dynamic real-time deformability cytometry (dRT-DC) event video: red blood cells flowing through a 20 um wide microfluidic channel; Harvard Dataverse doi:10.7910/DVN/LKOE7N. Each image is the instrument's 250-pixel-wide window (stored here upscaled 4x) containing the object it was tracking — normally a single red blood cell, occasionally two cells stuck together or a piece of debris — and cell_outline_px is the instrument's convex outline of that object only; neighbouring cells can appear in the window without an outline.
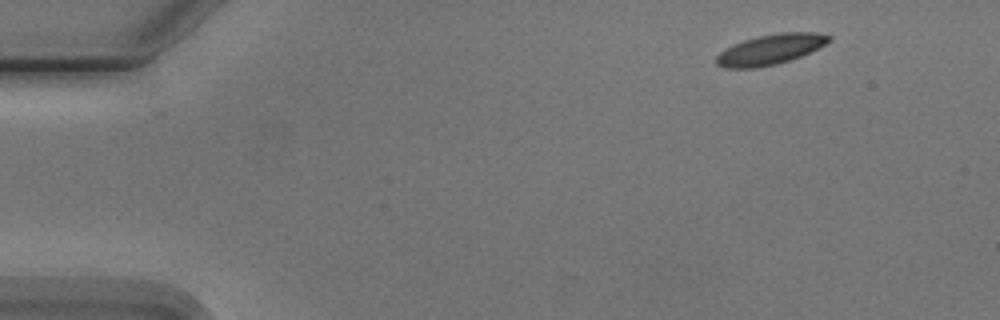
{"species": "Egyptian fruit bat (a non-hibernating species)", "species_latin": "Rousettus aegyptiacus", "temperature_condition": "cold", "stored_images_in_passage": 5, "camera_frame_rate_fps": 3000, "um_per_image_px": 0.085, "animal": {"sex": "male"}, "frame": {"image": 1, "passage_image": 1, "time_ms": 0.0, "image_size_px": [1000, 320], "cell_outline_px": [[832, 40], [800, 56], [776, 64], [756, 68], [724, 68], [716, 64], [716, 56], [720, 52], [732, 44], [756, 36], [780, 32], [816, 32], [832, 36]], "centroid_in_image_um": [65.45, 4.19], "position_along_channel_um": 19.6, "area_um2": 19.77}}
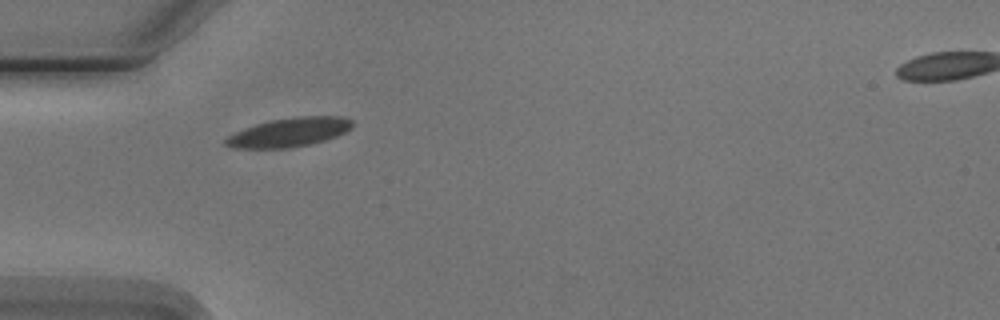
{"frame": {"image": 2, "passage_image": 4, "time_ms": 3.667, "image_size_px": [1000, 320], "cell_outline_px": [[352, 128], [336, 136], [324, 140], [308, 144], [288, 148], [232, 148], [224, 144], [224, 140], [228, 136], [244, 128], [256, 124], [272, 120], [296, 116], [344, 116], [352, 120]], "centroid_in_image_um": [24.58, 11.24], "position_along_channel_um": 60.4, "area_um2": 21.27}}
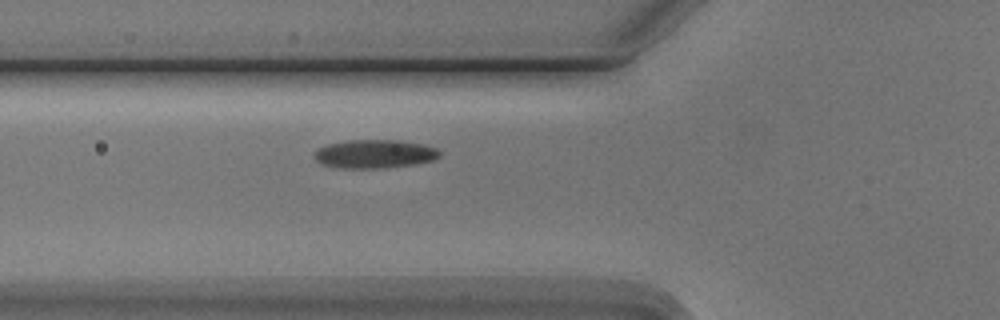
{"frame": {"image": 3, "passage_image": 5, "time_ms": 4.667, "image_size_px": [1000, 320], "cell_outline_px": [[440, 156], [432, 160], [416, 164], [384, 168], [340, 168], [320, 164], [312, 156], [312, 152], [316, 148], [328, 144], [348, 140], [400, 140], [424, 144], [436, 148], [440, 152]], "centroid_in_image_um": [31.79, 13.08], "position_along_channel_um": 94.0, "area_um2": 21.15}}